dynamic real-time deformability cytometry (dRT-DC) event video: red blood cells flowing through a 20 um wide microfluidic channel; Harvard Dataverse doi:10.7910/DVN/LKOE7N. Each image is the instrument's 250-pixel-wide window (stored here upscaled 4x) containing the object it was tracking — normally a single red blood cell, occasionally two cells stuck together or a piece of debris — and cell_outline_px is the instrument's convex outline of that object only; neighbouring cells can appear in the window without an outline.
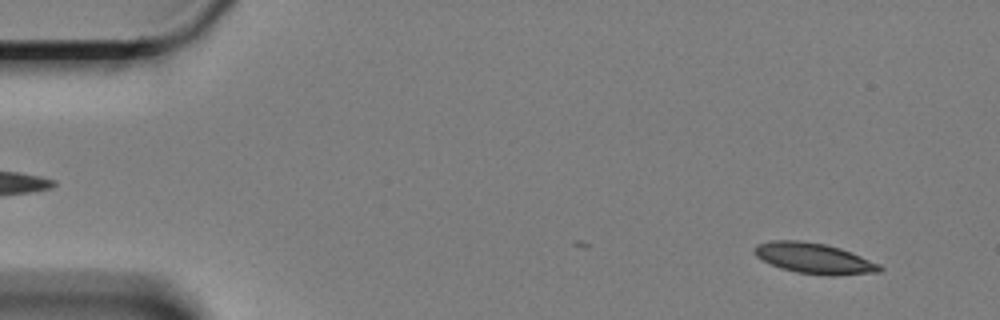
{"species": "Egyptian fruit bat (a non-hibernating species)", "species_latin": "Rousettus aegyptiacus", "temperature_condition": "cold", "stored_images_in_passage": 49, "camera_frame_rate_fps": 3000, "um_per_image_px": 0.085, "animal": {"sex": "female"}, "frame": {"image": 1, "passage_image": 1, "time_ms": 0.0, "image_size_px": [1000, 320], "cell_outline_px": [[884, 268], [880, 272], [836, 276], [824, 276], [796, 272], [780, 268], [756, 256], [752, 248], [756, 244], [772, 240], [800, 240], [824, 244], [840, 248], [880, 264]], "centroid_in_image_um": [69.2, 21.97], "position_along_channel_um": 15.8, "area_um2": 22.48}}
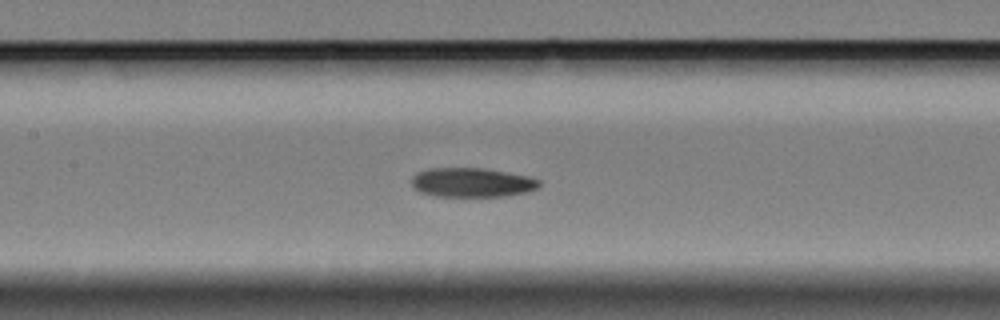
{"frame": {"image": 2, "passage_image": 24, "time_ms": 7.667, "image_size_px": [1000, 320], "cell_outline_px": [[540, 184], [536, 188], [528, 192], [504, 196], [432, 196], [420, 192], [412, 184], [412, 176], [416, 172], [428, 168], [484, 168], [528, 176], [540, 180]], "centroid_in_image_um": [40.1, 15.5], "position_along_channel_um": 167.3, "area_um2": 21.79}}
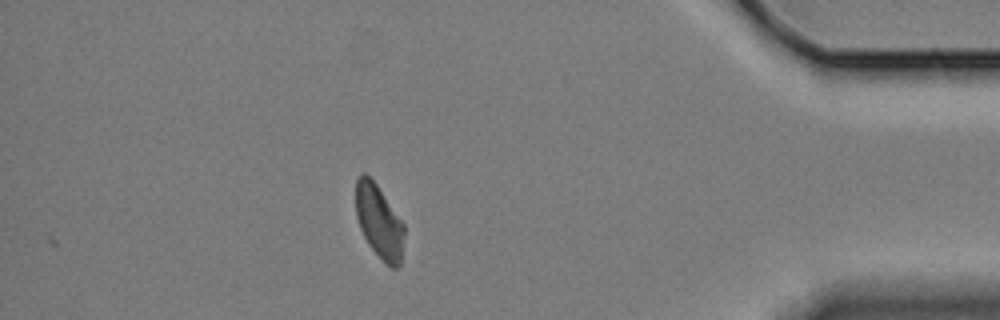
{"frame": {"image": 3, "passage_image": 49, "time_ms": 16.0, "image_size_px": [1000, 320], "cell_outline_px": [[404, 236], [400, 264], [396, 268], [392, 268], [384, 264], [368, 244], [360, 228], [356, 216], [356, 180], [360, 172], [364, 172], [376, 184], [404, 224]], "centroid_in_image_um": [32.21, 18.86], "position_along_channel_um": 403.0, "area_um2": 20.69}, "authors_computed_cell_mechanics": {"area_um2": 22.0796, "velocity_mm_per_s": 3.3239, "shape_relaxation_time_tau1_ms": null, "shape_relaxation_time_tau2_ms": 9.11, "deformation_change_tau1": null, "deformation_change_tau2": 0.1069}}